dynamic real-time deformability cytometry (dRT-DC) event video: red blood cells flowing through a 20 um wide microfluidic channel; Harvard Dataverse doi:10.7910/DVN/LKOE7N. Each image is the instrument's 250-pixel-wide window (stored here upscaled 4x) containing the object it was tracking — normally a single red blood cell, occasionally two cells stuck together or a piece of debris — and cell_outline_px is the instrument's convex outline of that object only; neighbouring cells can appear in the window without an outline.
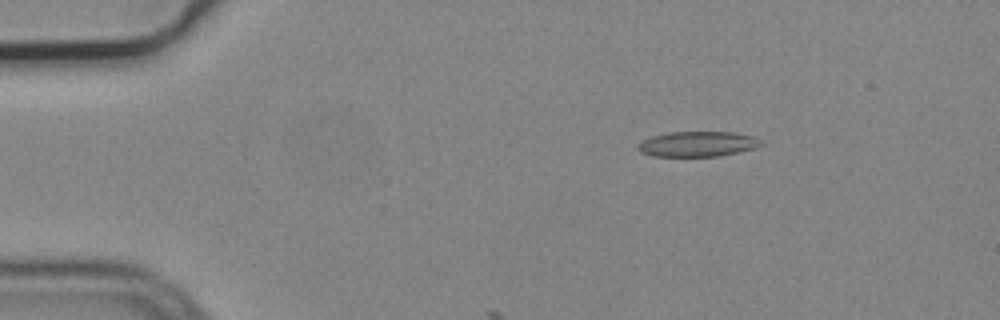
{"species": "common noctule bat (a hibernating species)", "species_latin": "Nyctalus noctula", "temperature_condition": "cold", "stored_images_in_passage": 5, "camera_frame_rate_fps": 3000, "um_per_image_px": 0.085, "animal": {"sex": "male", "body_mass_g": 19.2, "forearm_length_mm": 51.8}, "frame": {"image": 1, "passage_image": 3, "time_ms": 0.667, "image_size_px": [1000, 320], "cell_outline_px": [[764, 144], [756, 148], [720, 156], [652, 156], [640, 152], [636, 148], [636, 144], [652, 136], [672, 132], [732, 132], [752, 136], [760, 140]], "centroid_in_image_um": [59.28, 12.25], "position_along_channel_um": 25.7, "area_um2": 18.09}}